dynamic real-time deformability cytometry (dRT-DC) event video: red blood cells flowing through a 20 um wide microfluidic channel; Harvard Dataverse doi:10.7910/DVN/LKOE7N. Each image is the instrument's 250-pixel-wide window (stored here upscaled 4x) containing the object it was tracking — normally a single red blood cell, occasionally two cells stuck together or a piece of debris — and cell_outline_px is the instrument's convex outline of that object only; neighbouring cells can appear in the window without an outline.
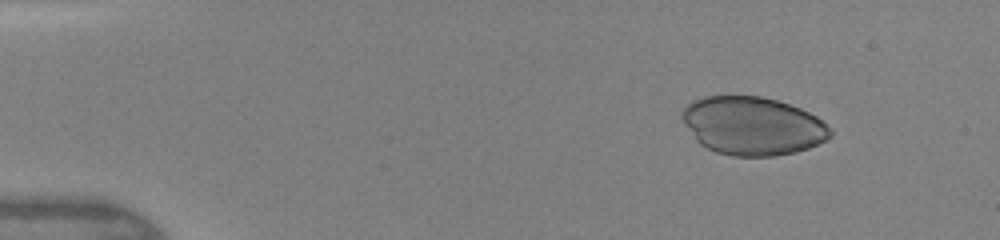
{"species": "human", "species_latin": "Homo sapiens", "temperature_condition": "warm", "stored_images_in_passage": 46, "camera_frame_rate_fps": 3000, "um_per_image_px": 0.085, "donor": {"sex": "female"}, "frame": {"image": 1, "passage_image": 6, "time_ms": 1.667, "image_size_px": [1000, 240], "cell_outline_px": [[832, 136], [808, 148], [796, 152], [776, 156], [732, 156], [716, 152], [700, 144], [696, 140], [684, 124], [680, 116], [680, 112], [692, 100], [704, 96], [760, 96], [776, 100], [800, 108], [816, 116], [832, 128]], "centroid_in_image_um": [63.95, 10.7], "position_along_channel_um": 21.0, "area_um2": 50.46}}
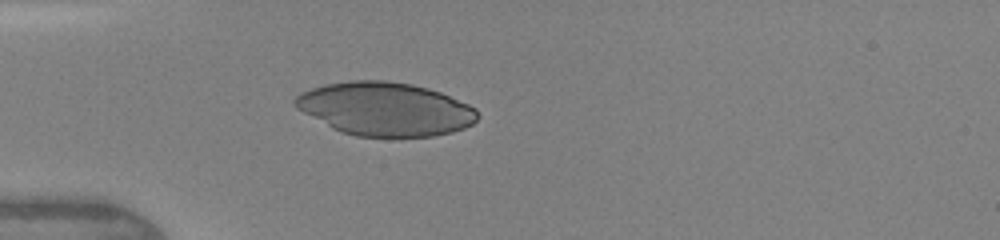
{"frame": {"image": 2, "passage_image": 14, "time_ms": 4.333, "image_size_px": [1000, 240], "cell_outline_px": [[480, 116], [472, 124], [464, 128], [452, 132], [432, 136], [356, 136], [340, 132], [332, 128], [296, 108], [292, 104], [292, 100], [300, 92], [324, 84], [352, 80], [384, 80], [412, 84], [428, 88], [440, 92], [468, 104], [476, 108]], "centroid_in_image_um": [32.72, 9.25], "position_along_channel_um": 52.3, "area_um2": 56.88}}
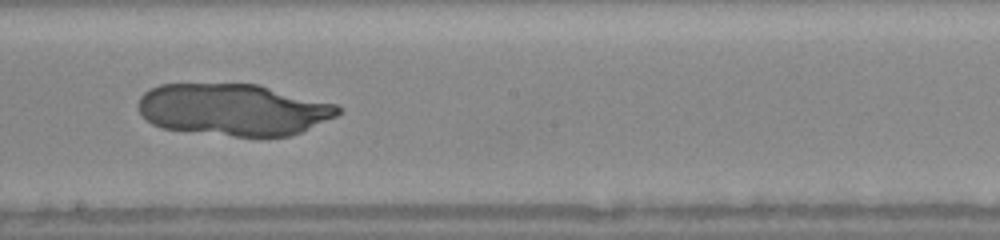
{"frame": {"image": 3, "passage_image": 27, "time_ms": 8.667, "image_size_px": [1000, 240], "cell_outline_px": [[344, 108], [336, 116], [300, 132], [288, 136], [236, 136], [160, 128], [152, 124], [140, 112], [136, 104], [140, 96], [148, 88], [160, 84], [260, 84], [336, 104]], "centroid_in_image_um": [19.82, 9.3], "position_along_channel_um": 228.4, "area_um2": 60.46}}